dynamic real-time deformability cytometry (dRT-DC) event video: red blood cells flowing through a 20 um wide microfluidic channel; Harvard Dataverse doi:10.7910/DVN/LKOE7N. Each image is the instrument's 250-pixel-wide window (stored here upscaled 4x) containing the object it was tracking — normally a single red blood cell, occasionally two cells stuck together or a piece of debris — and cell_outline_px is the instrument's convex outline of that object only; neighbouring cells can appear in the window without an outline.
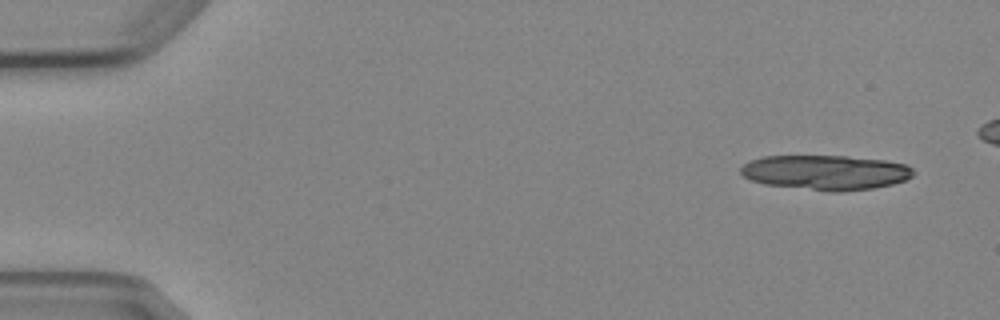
{"species": "Egyptian fruit bat (a non-hibernating species)", "species_latin": "Rousettus aegyptiacus", "temperature_condition": "cold", "stored_images_in_passage": 6, "segment_of_instrument_passage": [1, 2], "camera_frame_rate_fps": 3000, "um_per_image_px": 0.085, "animal": {"sex": "female"}, "frame": {"image": 1, "passage_image": 1, "time_ms": 0.0, "image_size_px": [1000, 320], "cell_outline_px": [[916, 172], [912, 176], [904, 180], [892, 184], [872, 188], [844, 192], [828, 192], [764, 184], [752, 180], [744, 176], [740, 172], [740, 168], [744, 164], [752, 160], [764, 156], [848, 156], [884, 160], [908, 164]], "centroid_in_image_um": [70.21, 14.66], "position_along_channel_um": 14.8, "area_um2": 35.2}}